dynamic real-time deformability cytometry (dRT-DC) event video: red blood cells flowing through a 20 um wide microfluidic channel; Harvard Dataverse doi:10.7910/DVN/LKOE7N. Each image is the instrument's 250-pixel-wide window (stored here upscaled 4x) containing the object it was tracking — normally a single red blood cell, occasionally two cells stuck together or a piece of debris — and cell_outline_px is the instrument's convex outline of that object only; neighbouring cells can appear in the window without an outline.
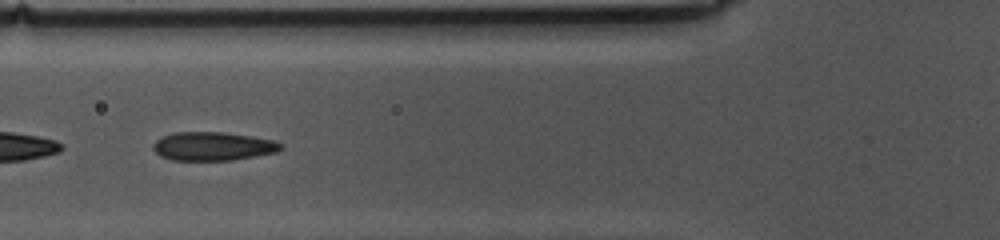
{"species": "common noctule bat (a hibernating species)", "species_latin": "Nyctalus noctula", "temperature_condition": "cold", "stored_images_in_passage": 52, "camera_frame_rate_fps": 3000, "um_per_image_px": 0.085, "animal": {"sex": "female", "body_mass_g": 10.0, "forearm_length_mm": 53.1}, "frame": {"image": 1, "passage_image": 18, "time_ms": 5.667, "image_size_px": [1000, 240], "cell_outline_px": [[284, 148], [276, 152], [256, 156], [232, 160], [172, 160], [160, 156], [152, 148], [152, 144], [160, 136], [172, 132], [224, 132], [252, 136], [276, 140], [284, 144]], "centroid_in_image_um": [18.11, 12.42], "position_along_channel_um": 107.7, "area_um2": 21.62}}
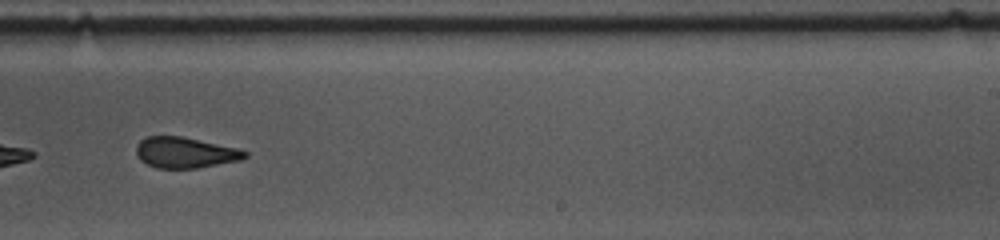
{"frame": {"image": 2, "passage_image": 32, "time_ms": 10.333, "image_size_px": [1000, 240], "cell_outline_px": [[248, 156], [240, 160], [196, 168], [156, 168], [140, 160], [136, 156], [136, 144], [140, 140], [148, 136], [180, 136], [240, 148], [248, 152]], "centroid_in_image_um": [15.73, 12.96], "position_along_channel_um": 273.3, "area_um2": 19.59}}
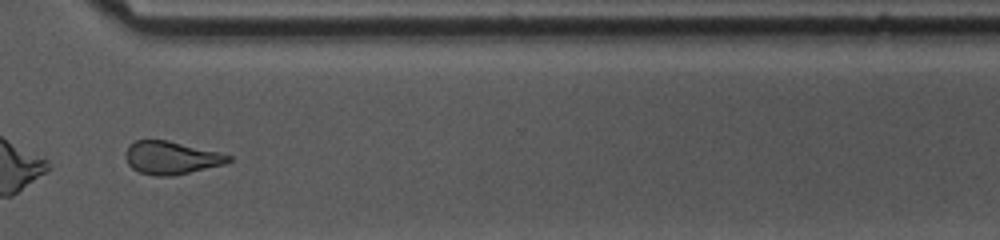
{"frame": {"image": 3, "passage_image": 39, "time_ms": 12.667, "image_size_px": [1000, 240], "cell_outline_px": [[232, 160], [224, 164], [172, 176], [156, 176], [140, 172], [132, 168], [128, 164], [128, 148], [136, 140], [168, 140], [220, 152], [232, 156]], "centroid_in_image_um": [14.61, 13.41], "position_along_channel_um": 356.0, "area_um2": 19.42}, "authors_computed_cell_mechanics": {"area_um2": 21.3571, "velocity_mm_per_s": 3.5535, "shape_relaxation_time_tau1_ms": 6.2018, "shape_relaxation_time_tau2_ms": 1.8954, "deformation_change_tau1": 0.1442, "deformation_change_tau2": 0.0905}}